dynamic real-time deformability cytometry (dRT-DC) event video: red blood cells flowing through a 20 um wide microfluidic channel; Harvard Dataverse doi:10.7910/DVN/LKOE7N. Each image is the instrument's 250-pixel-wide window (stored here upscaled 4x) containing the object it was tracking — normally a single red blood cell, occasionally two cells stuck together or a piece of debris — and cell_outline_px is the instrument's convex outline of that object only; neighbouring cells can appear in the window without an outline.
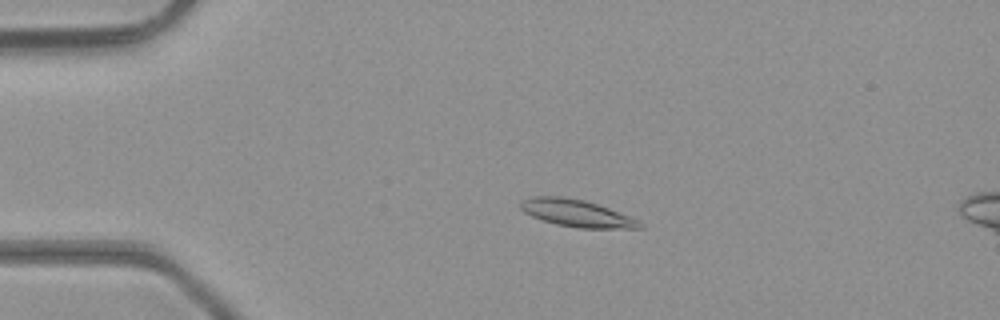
{"species": "common noctule bat (a hibernating species)", "species_latin": "Nyctalus noctula", "temperature_condition": "room temperature", "stored_images_in_passage": 47, "camera_frame_rate_fps": 3000, "um_per_image_px": 0.085, "animal": {"sex": "male", "body_mass_g": 23.1, "forearm_length_mm": 52.7}, "frame": {"image": 1, "passage_image": 10, "time_ms": 3.0, "image_size_px": [1000, 320], "cell_outline_px": [[644, 228], [576, 228], [556, 224], [532, 216], [524, 212], [520, 208], [520, 200], [532, 196], [564, 196], [584, 200], [608, 208], [628, 216], [644, 224]], "centroid_in_image_um": [48.97, 18.11], "position_along_channel_um": 36.0, "area_um2": 18.73}}
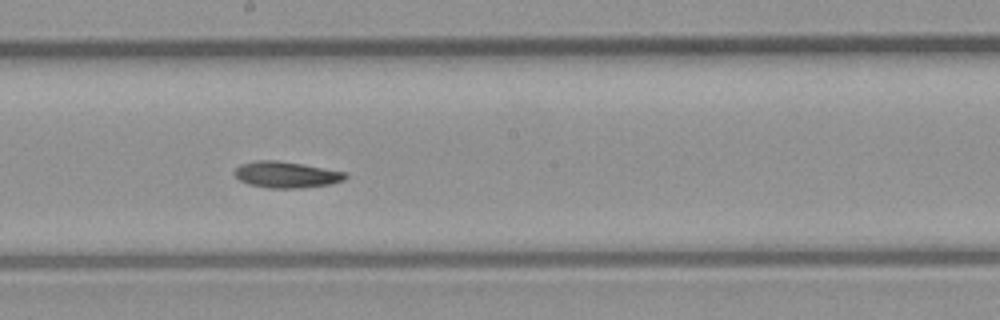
{"frame": {"image": 2, "passage_image": 26, "time_ms": 8.333, "image_size_px": [1000, 320], "cell_outline_px": [[348, 176], [344, 180], [332, 184], [300, 188], [268, 188], [248, 184], [240, 180], [236, 176], [236, 168], [240, 164], [256, 160], [276, 160], [348, 172]], "centroid_in_image_um": [24.37, 14.85], "position_along_channel_um": 223.8, "area_um2": 16.94}}
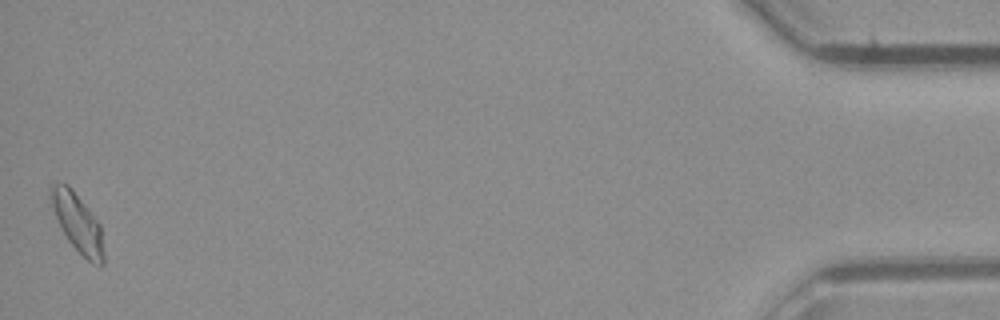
{"frame": {"image": 3, "passage_image": 47, "time_ms": 15.333, "image_size_px": [1000, 320], "cell_outline_px": [[104, 264], [92, 264], [68, 240], [56, 216], [52, 204], [48, 188], [52, 184], [68, 184], [72, 188], [100, 224], [104, 256]], "centroid_in_image_um": [6.6, 18.92], "position_along_channel_um": 428.6, "area_um2": 17.46}, "authors_computed_cell_mechanics": {"area_um2": 17.1088, "velocity_mm_per_s": 4.3098, "shape_relaxation_time_tau1_ms": 8.4738, "shape_relaxation_time_tau2_ms": null, "deformation_change_tau1": 0.19, "deformation_change_tau2": null}}